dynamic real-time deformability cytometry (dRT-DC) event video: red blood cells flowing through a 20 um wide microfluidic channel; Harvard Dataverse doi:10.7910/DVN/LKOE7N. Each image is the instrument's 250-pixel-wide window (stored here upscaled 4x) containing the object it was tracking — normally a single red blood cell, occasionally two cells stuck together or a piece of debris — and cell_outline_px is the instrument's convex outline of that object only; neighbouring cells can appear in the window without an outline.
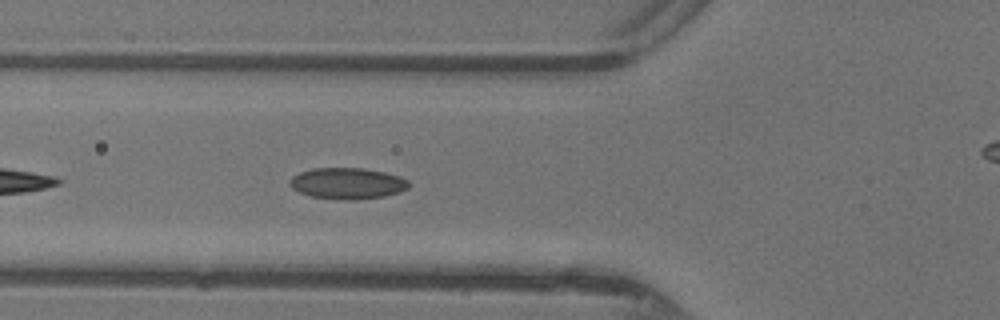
{"species": "common noctule bat (a hibernating species)", "species_latin": "Nyctalus noctula", "temperature_condition": "warm", "stored_images_in_passage": 16, "camera_frame_rate_fps": 3000, "um_per_image_px": 0.085, "animal": {"sex": "female"}, "frame": {"image": 1, "passage_image": 5, "time_ms": 1.333, "image_size_px": [1000, 320], "cell_outline_px": [[408, 188], [400, 192], [384, 196], [308, 196], [292, 188], [288, 184], [288, 180], [292, 176], [300, 172], [312, 168], [364, 168], [384, 172], [400, 176], [408, 180]], "centroid_in_image_um": [29.5, 15.51], "position_along_channel_um": 96.3, "area_um2": 20.58}}
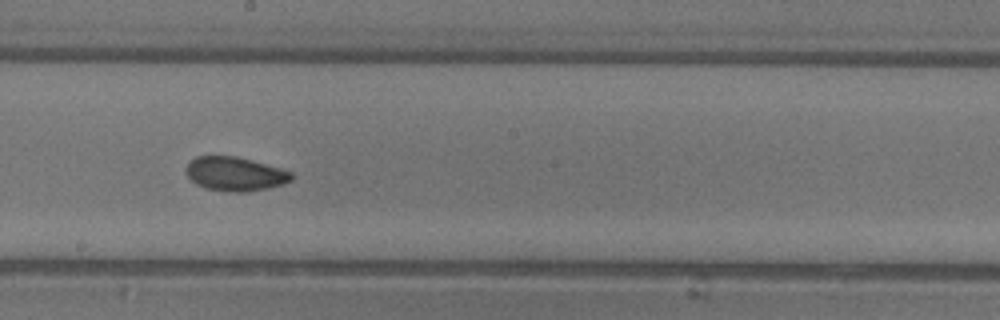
{"frame": {"image": 2, "passage_image": 14, "time_ms": 4.333, "image_size_px": [1000, 320], "cell_outline_px": [[292, 180], [284, 184], [268, 188], [248, 192], [232, 192], [204, 188], [196, 184], [188, 176], [188, 164], [196, 156], [236, 156], [252, 160], [280, 168], [292, 172]], "centroid_in_image_um": [20.02, 14.79], "position_along_channel_um": 228.2, "area_um2": 20.75}}